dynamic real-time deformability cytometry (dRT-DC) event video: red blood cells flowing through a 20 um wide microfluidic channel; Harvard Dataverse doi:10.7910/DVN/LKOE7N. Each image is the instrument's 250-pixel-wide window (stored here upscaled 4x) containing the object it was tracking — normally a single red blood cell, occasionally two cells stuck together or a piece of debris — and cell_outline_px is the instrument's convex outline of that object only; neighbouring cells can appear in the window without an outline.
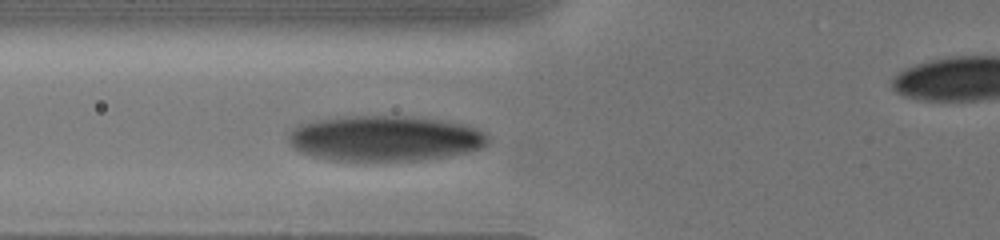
{"species": "human", "species_latin": "Homo sapiens", "temperature_condition": "cold", "stored_images_in_passage": 8, "camera_frame_rate_fps": 3000, "um_per_image_px": 0.085, "donor": {"sex": "male"}, "frame": {"image": 1, "passage_image": 7, "time_ms": 4.667, "image_size_px": [1000, 240], "cell_outline_px": [[492, 140], [488, 144], [480, 148], [468, 152], [448, 156], [412, 160], [332, 160], [312, 156], [300, 152], [292, 148], [288, 140], [288, 132], [292, 128], [300, 124], [316, 120], [344, 116], [404, 116], [436, 120], [464, 124], [488, 132]], "centroid_in_image_um": [32.71, 11.76], "position_along_channel_um": 93.1, "area_um2": 53.0}}